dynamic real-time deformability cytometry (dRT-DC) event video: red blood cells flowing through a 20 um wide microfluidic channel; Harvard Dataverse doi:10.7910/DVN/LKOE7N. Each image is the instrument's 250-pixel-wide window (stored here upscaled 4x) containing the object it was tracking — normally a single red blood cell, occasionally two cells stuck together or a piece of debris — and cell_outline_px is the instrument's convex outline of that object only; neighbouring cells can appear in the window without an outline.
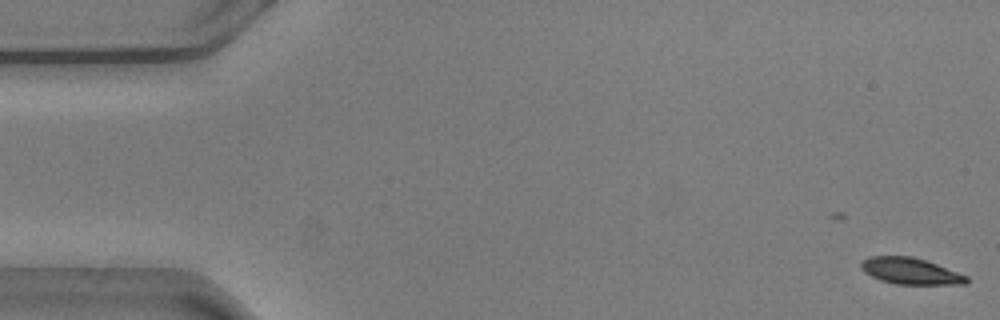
{"species": "common noctule bat (a hibernating species)", "species_latin": "Nyctalus noctula", "temperature_condition": "warm", "stored_images_in_passage": 27, "camera_frame_rate_fps": 3000, "um_per_image_px": 0.085, "animal": {"sex": "male", "body_mass_g": 20.5, "forearm_length_mm": 52.5}, "frame": {"image": 1, "passage_image": 1, "time_ms": 0.0, "image_size_px": [1000, 320], "cell_outline_px": [[968, 284], [896, 284], [880, 280], [864, 272], [860, 268], [860, 264], [868, 256], [912, 256], [936, 264], [968, 276]], "centroid_in_image_um": [77.37, 23.04], "position_along_channel_um": 7.6, "area_um2": 16.13}}
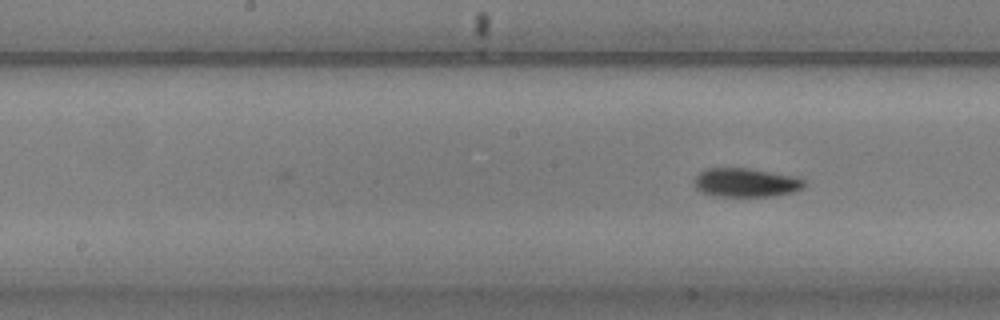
{"frame": {"image": 2, "passage_image": 27, "time_ms": 8.667, "image_size_px": [1000, 320], "cell_outline_px": [[808, 184], [804, 188], [792, 192], [776, 196], [712, 196], [700, 192], [692, 184], [696, 176], [704, 168], [748, 168], [796, 176], [804, 180]], "centroid_in_image_um": [63.39, 15.52], "position_along_channel_um": 184.8, "area_um2": 18.84}}